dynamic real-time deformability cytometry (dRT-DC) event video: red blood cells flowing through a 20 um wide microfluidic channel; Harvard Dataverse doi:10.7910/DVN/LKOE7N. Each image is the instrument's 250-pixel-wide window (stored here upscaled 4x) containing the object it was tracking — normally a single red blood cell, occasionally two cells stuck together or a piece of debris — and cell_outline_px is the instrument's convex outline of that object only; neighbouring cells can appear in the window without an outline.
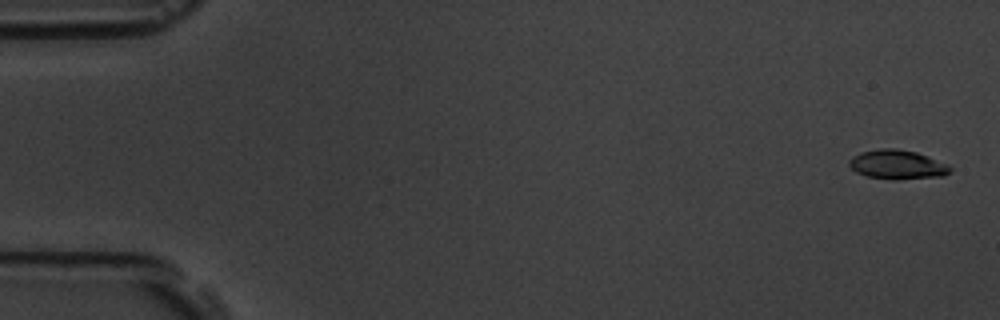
{"species": "common noctule bat (a hibernating species)", "species_latin": "Nyctalus noctula", "temperature_condition": "room temperature", "stored_images_in_passage": 5, "camera_frame_rate_fps": 3000, "um_per_image_px": 0.085, "animal": {"sex": "male", "body_mass_g": 19.5, "forearm_length_mm": 54.6}, "frame": {"image": 1, "passage_image": 1, "time_ms": 0.0, "image_size_px": [1000, 320], "cell_outline_px": [[952, 172], [944, 176], [896, 180], [892, 180], [868, 176], [856, 172], [848, 164], [848, 160], [852, 156], [860, 152], [880, 148], [896, 148], [916, 152], [928, 156], [948, 164], [952, 168]], "centroid_in_image_um": [76.29, 13.99], "position_along_channel_um": 8.7, "area_um2": 17.46}}
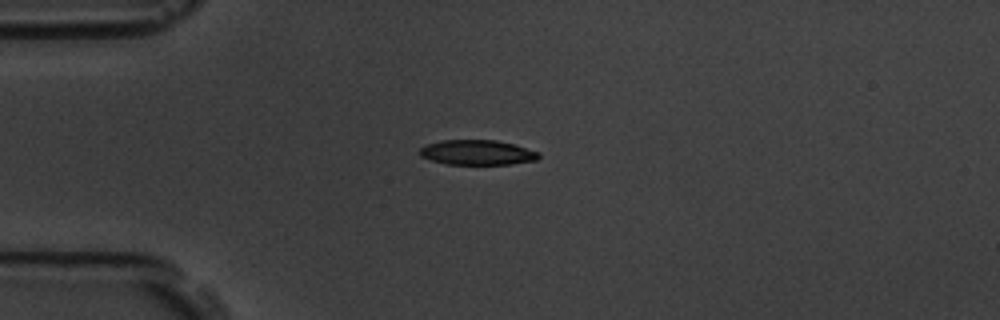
{"frame": {"image": 2, "passage_image": 4, "time_ms": 4.333, "image_size_px": [1000, 320], "cell_outline_px": [[540, 156], [536, 160], [512, 164], [448, 164], [432, 160], [420, 156], [420, 148], [428, 144], [440, 140], [496, 140], [512, 144], [540, 152]], "centroid_in_image_um": [40.58, 12.96], "position_along_channel_um": 44.4, "area_um2": 17.17}}